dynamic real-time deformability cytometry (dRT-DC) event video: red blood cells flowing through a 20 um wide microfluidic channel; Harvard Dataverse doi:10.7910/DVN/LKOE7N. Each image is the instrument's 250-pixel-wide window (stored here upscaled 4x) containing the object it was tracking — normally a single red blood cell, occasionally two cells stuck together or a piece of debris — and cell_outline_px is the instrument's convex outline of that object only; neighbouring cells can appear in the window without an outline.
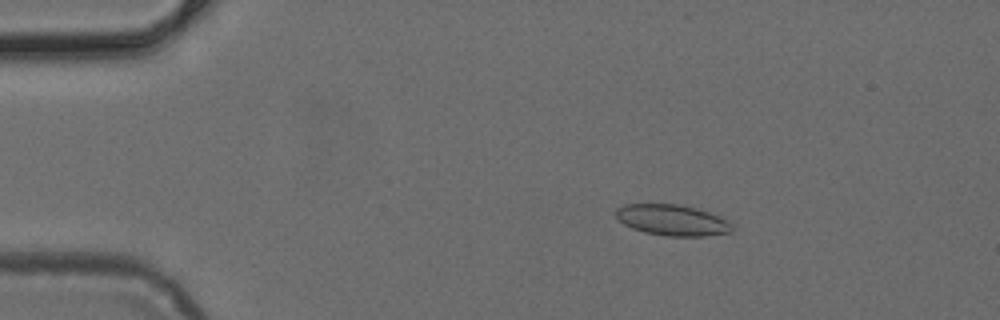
{"species": "common noctule bat (a hibernating species)", "species_latin": "Nyctalus noctula", "temperature_condition": "cold", "stored_images_in_passage": 50, "camera_frame_rate_fps": 3000, "um_per_image_px": 0.085, "animal": {"sex": "female", "body_mass_g": 24.6, "forearm_length_mm": 56.2}, "frame": {"image": 1, "passage_image": 8, "time_ms": 2.333, "image_size_px": [1000, 320], "cell_outline_px": [[732, 232], [704, 236], [668, 236], [644, 232], [632, 228], [624, 224], [616, 216], [616, 208], [624, 204], [680, 204], [696, 208], [724, 216], [732, 220]], "centroid_in_image_um": [57.21, 18.7], "position_along_channel_um": 27.8, "area_um2": 21.27}}
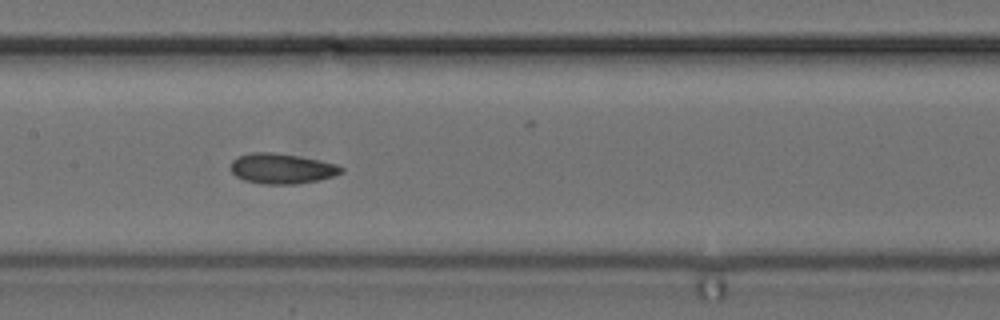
{"frame": {"image": 2, "passage_image": 24, "time_ms": 7.667, "image_size_px": [1000, 320], "cell_outline_px": [[344, 172], [332, 176], [316, 180], [296, 184], [264, 184], [244, 180], [236, 176], [232, 172], [232, 160], [236, 156], [252, 152], [272, 152], [300, 156], [336, 164], [344, 168]], "centroid_in_image_um": [23.94, 14.32], "position_along_channel_um": 183.5, "area_um2": 19.42}}
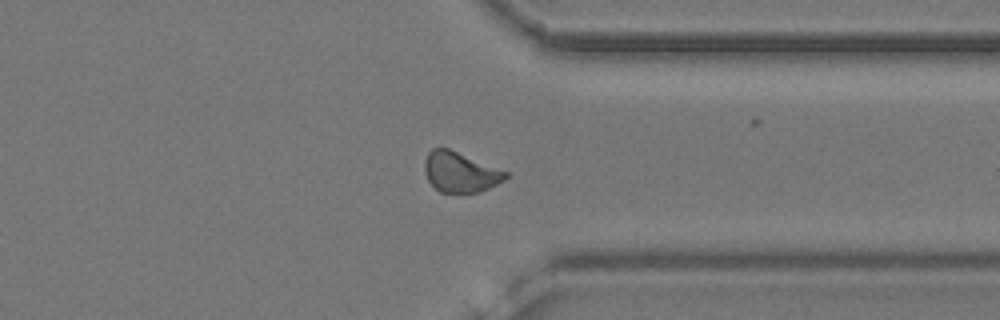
{"frame": {"image": 3, "passage_image": 38, "time_ms": 12.333, "image_size_px": [1000, 320], "cell_outline_px": [[508, 176], [504, 180], [488, 188], [476, 192], [440, 192], [428, 180], [424, 168], [424, 160], [428, 152], [432, 148], [448, 148], [508, 172]], "centroid_in_image_um": [39.1, 14.61], "position_along_channel_um": 372.3, "area_um2": 18.67}}